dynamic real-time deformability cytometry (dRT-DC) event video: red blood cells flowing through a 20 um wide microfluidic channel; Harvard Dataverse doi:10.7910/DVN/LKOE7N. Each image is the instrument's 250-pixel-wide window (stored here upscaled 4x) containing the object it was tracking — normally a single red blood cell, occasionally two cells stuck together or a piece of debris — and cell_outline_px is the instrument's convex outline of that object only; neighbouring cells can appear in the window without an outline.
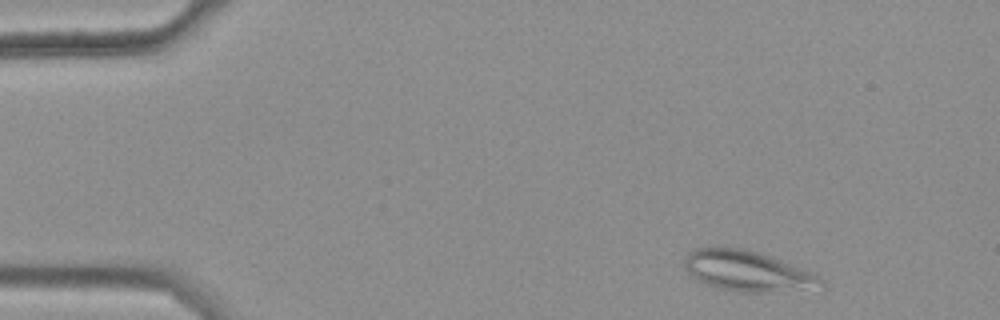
{"species": "common noctule bat (a hibernating species)", "species_latin": "Nyctalus noctula", "temperature_condition": "warm", "stored_images_in_passage": 42, "camera_frame_rate_fps": 3000, "um_per_image_px": 0.085, "animal": {"sex": "female", "body_mass_g": 25.1}, "frame": {"image": 1, "passage_image": 3, "time_ms": 0.667, "image_size_px": [1000, 320], "cell_outline_px": [[824, 284], [764, 292], [736, 292], [716, 288], [696, 280], [684, 268], [684, 260], [688, 252], [692, 248], [744, 248], [760, 252], [808, 272], [816, 276]], "centroid_in_image_um": [63.31, 23.01], "position_along_channel_um": 21.7, "area_um2": 31.04}}
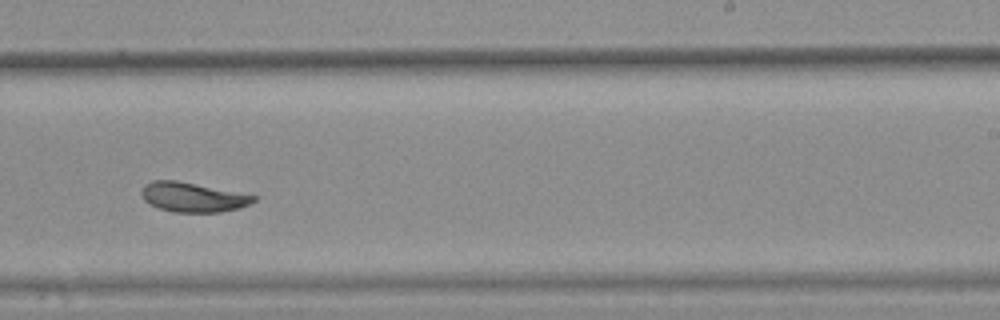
{"frame": {"image": 2, "passage_image": 31, "time_ms": 10.0, "image_size_px": [1000, 320], "cell_outline_px": [[256, 200], [240, 208], [220, 212], [172, 212], [148, 204], [144, 200], [140, 192], [144, 184], [152, 180], [176, 180], [256, 196]], "centroid_in_image_um": [16.33, 16.76], "position_along_channel_um": 272.7, "area_um2": 19.19}}
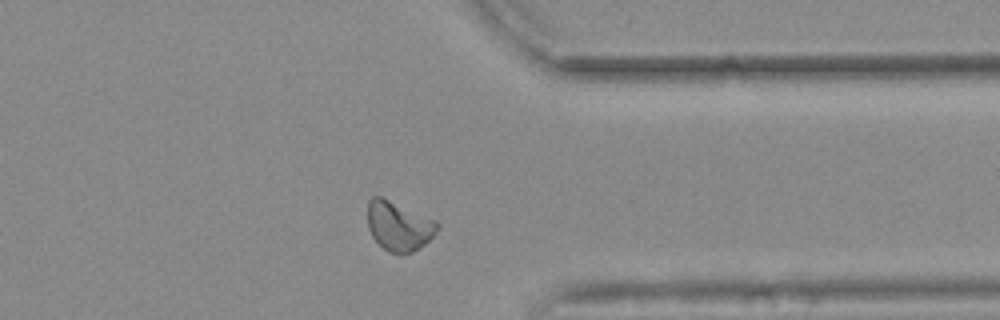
{"frame": {"image": 3, "passage_image": 40, "time_ms": 13.0, "image_size_px": [1000, 320], "cell_outline_px": [[440, 228], [420, 248], [412, 252], [400, 256], [388, 252], [372, 236], [368, 228], [368, 200], [372, 196], [380, 196], [436, 220], [440, 224]], "centroid_in_image_um": [33.9, 19.23], "position_along_channel_um": 377.5, "area_um2": 20.17}, "authors_computed_cell_mechanics": {"area_um2": 20.2011, "velocity_mm_per_s": 3.6517, "shape_relaxation_time_tau1_ms": null, "shape_relaxation_time_tau2_ms": 4.036, "deformation_change_tau1": null, "deformation_change_tau2": 0.0659}}